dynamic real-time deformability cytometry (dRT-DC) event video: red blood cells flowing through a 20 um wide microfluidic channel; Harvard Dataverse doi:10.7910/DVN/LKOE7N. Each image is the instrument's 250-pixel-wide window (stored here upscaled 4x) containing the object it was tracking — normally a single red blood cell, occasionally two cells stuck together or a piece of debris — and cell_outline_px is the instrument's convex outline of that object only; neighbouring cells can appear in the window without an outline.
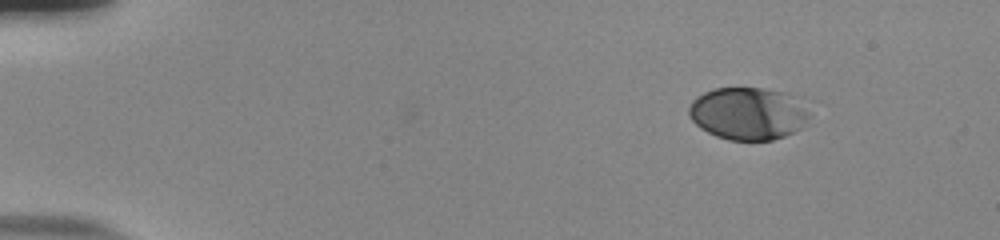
{"species": "human", "species_latin": "Homo sapiens", "temperature_condition": "room temperature", "stored_images_in_passage": 48, "camera_frame_rate_fps": 3000, "um_per_image_px": 0.085, "donor": {"sex": "male"}, "frame": {"image": 1, "passage_image": 1, "time_ms": 0.0, "image_size_px": [1000, 240], "cell_outline_px": [[812, 112], [800, 128], [784, 136], [772, 140], [728, 140], [716, 136], [700, 128], [688, 116], [688, 108], [692, 100], [696, 96], [704, 92], [716, 88], [764, 88], [784, 92]], "centroid_in_image_um": [63.53, 9.65], "position_along_channel_um": 21.5, "area_um2": 36.7}}
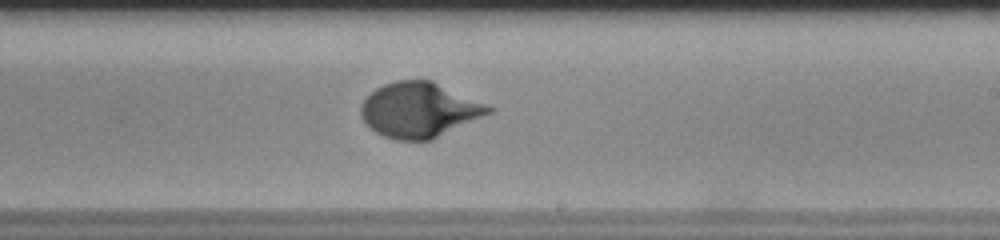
{"frame": {"image": 2, "passage_image": 28, "time_ms": 9.0, "image_size_px": [1000, 240], "cell_outline_px": [[496, 108], [492, 112], [432, 140], [396, 140], [384, 136], [376, 132], [360, 116], [360, 108], [364, 100], [376, 88], [384, 84], [396, 80], [432, 80]], "centroid_in_image_um": [35.65, 9.34], "position_along_channel_um": 253.3, "area_um2": 40.75}}
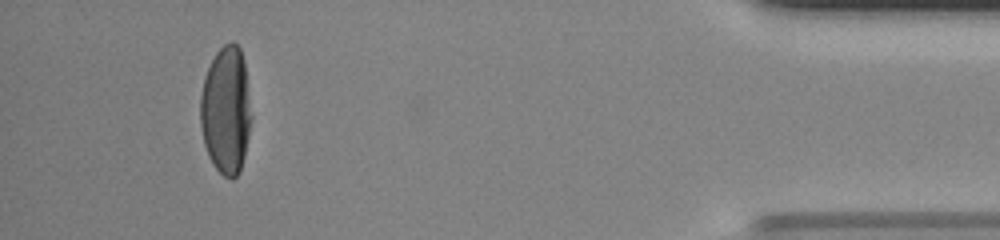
{"frame": {"image": 3, "passage_image": 45, "time_ms": 14.667, "image_size_px": [1000, 240], "cell_outline_px": [[252, 116], [244, 156], [240, 172], [232, 180], [224, 176], [216, 168], [208, 156], [204, 144], [200, 124], [200, 96], [204, 76], [216, 52], [224, 44], [232, 40], [240, 48], [244, 60]], "centroid_in_image_um": [19.21, 9.37], "position_along_channel_um": 416.0, "area_um2": 38.15}, "authors_computed_cell_mechanics": {"area_um2": 38.0902, "velocity_mm_per_s": 3.8402, "shape_relaxation_time_tau1_ms": 3.5993, "shape_relaxation_time_tau2_ms": null, "deformation_change_tau1": 0.1975, "deformation_change_tau2": null}}